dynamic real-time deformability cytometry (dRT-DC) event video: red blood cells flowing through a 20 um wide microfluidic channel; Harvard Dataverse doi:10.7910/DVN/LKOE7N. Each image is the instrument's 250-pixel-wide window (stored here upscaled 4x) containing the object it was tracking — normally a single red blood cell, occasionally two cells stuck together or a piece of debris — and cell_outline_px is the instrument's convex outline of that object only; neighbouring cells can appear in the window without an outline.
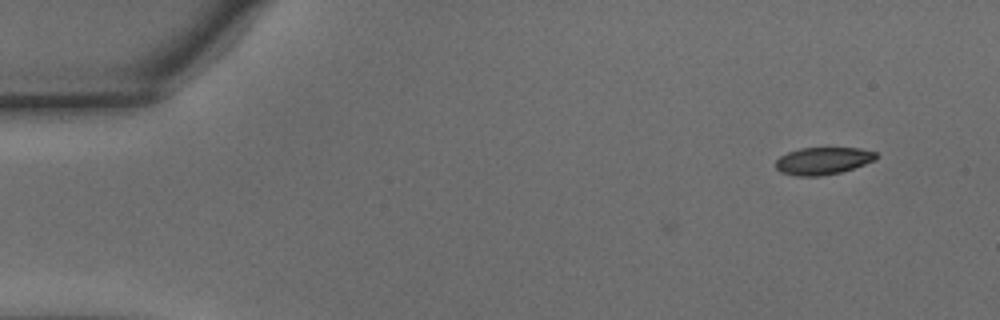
{"species": "common noctule bat (a hibernating species)", "species_latin": "Nyctalus noctula", "temperature_condition": "warm", "stored_images_in_passage": 4, "camera_frame_rate_fps": 3000, "um_per_image_px": 0.085, "animal": {"sex": "male", "body_mass_g": 15.6}, "frame": {"image": 1, "passage_image": 1, "time_ms": 0.0, "image_size_px": [1000, 320], "cell_outline_px": [[876, 160], [840, 172], [820, 176], [796, 176], [780, 172], [776, 168], [776, 160], [780, 156], [788, 152], [800, 148], [860, 148], [876, 152]], "centroid_in_image_um": [69.93, 13.67], "position_along_channel_um": 15.1, "area_um2": 15.9}}